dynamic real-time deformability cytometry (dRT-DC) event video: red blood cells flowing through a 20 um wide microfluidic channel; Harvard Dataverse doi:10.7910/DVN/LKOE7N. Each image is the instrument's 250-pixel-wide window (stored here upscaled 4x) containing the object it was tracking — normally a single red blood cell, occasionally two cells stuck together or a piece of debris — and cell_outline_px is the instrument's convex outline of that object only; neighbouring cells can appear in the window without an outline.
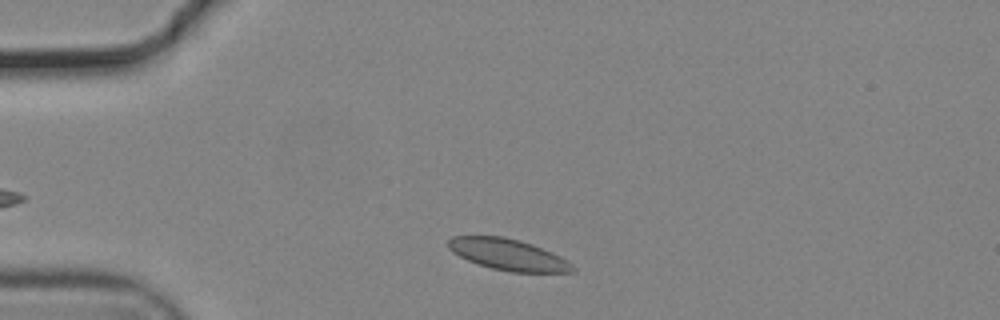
{"species": "common noctule bat (a hibernating species)", "species_latin": "Nyctalus noctula", "temperature_condition": "cold", "stored_images_in_passage": 39, "camera_frame_rate_fps": 3000, "um_per_image_px": 0.085, "animal": {"sex": "male", "body_mass_g": 19.2, "forearm_length_mm": 51.8}, "frame": {"image": 1, "passage_image": 4, "time_ms": 1.0, "image_size_px": [1000, 320], "cell_outline_px": [[576, 272], [508, 272], [492, 268], [468, 260], [452, 252], [448, 248], [448, 240], [452, 236], [504, 236], [520, 240], [532, 244], [552, 252], [560, 256], [572, 264], [576, 268]], "centroid_in_image_um": [43.21, 21.63], "position_along_channel_um": 41.8, "area_um2": 22.66}}
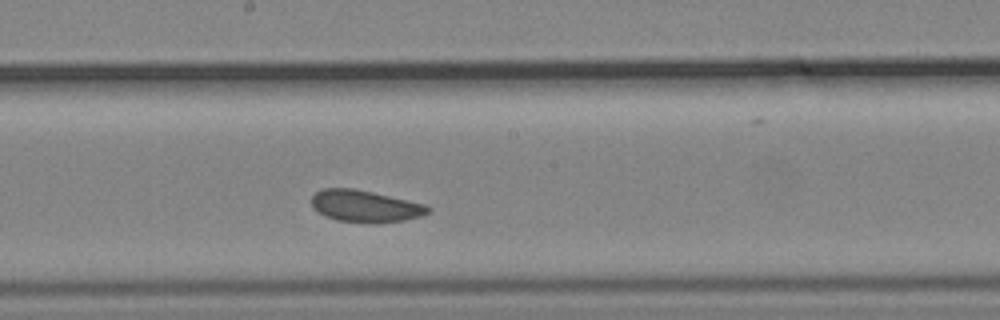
{"frame": {"image": 2, "passage_image": 21, "time_ms": 6.667, "image_size_px": [1000, 320], "cell_outline_px": [[432, 208], [428, 212], [420, 216], [404, 220], [336, 220], [324, 216], [312, 208], [312, 196], [316, 192], [324, 188], [352, 188], [372, 192], [424, 204]], "centroid_in_image_um": [30.98, 17.48], "position_along_channel_um": 217.2, "area_um2": 20.63}}
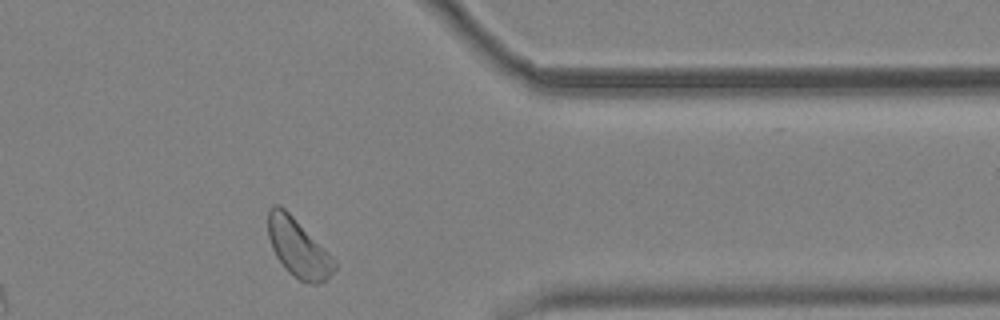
{"frame": {"image": 3, "passage_image": 36, "time_ms": 11.667, "image_size_px": [1000, 320], "cell_outline_px": [[336, 268], [324, 280], [316, 284], [312, 284], [300, 280], [288, 272], [284, 268], [276, 256], [272, 248], [268, 236], [268, 208], [272, 204], [280, 204], [336, 260]], "centroid_in_image_um": [25.31, 21.06], "position_along_channel_um": 386.1, "area_um2": 22.25}}